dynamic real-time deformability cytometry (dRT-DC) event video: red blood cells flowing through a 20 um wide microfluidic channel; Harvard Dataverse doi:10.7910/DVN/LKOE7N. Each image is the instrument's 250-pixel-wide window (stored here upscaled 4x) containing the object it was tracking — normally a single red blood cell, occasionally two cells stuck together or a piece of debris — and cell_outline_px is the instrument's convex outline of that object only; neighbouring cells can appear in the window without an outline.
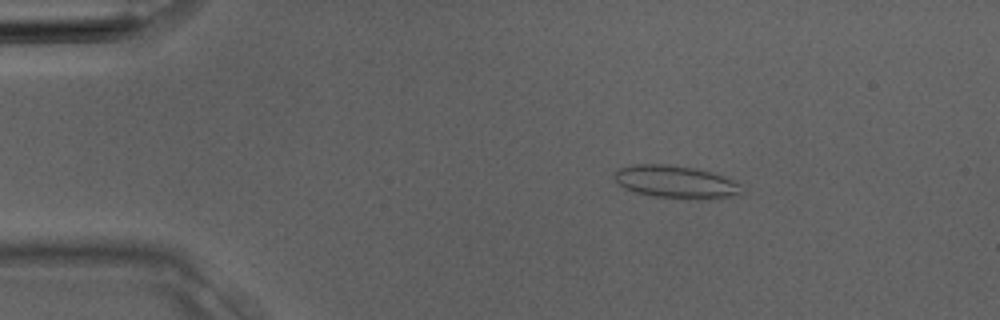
{"species": "Egyptian fruit bat (a non-hibernating species)", "species_latin": "Rousettus aegyptiacus", "temperature_condition": "room temperature", "stored_images_in_passage": 2, "camera_frame_rate_fps": 3000, "um_per_image_px": 0.085, "animal": {"sex": "male"}, "frame": {"image": 1, "passage_image": 1, "time_ms": 0.0, "image_size_px": [1000, 320], "cell_outline_px": [[744, 192], [736, 196], [708, 200], [700, 200], [652, 196], [636, 192], [624, 188], [612, 176], [620, 168], [632, 164], [668, 164], [696, 168], [712, 172], [736, 180], [740, 184]], "centroid_in_image_um": [57.52, 15.47], "position_along_channel_um": 27.5, "area_um2": 24.74}}